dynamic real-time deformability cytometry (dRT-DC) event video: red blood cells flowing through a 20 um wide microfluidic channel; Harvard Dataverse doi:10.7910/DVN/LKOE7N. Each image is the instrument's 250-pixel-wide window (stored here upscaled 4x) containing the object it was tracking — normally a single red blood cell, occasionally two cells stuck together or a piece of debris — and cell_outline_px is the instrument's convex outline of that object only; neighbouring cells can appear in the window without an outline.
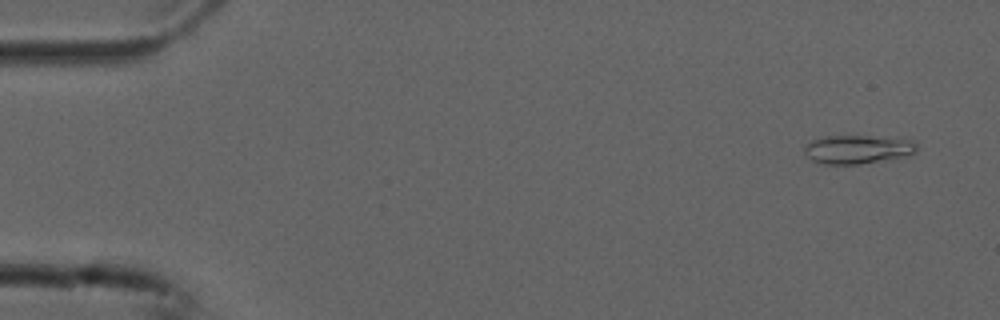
{"species": "common noctule bat (a hibernating species)", "species_latin": "Nyctalus noctula", "temperature_condition": "cold", "stored_images_in_passage": 54, "camera_frame_rate_fps": 3000, "um_per_image_px": 0.085, "animal": {"sex": "male", "forearm_length_mm": 52.5}, "frame": {"image": 1, "passage_image": 3, "time_ms": 0.667, "image_size_px": [1000, 320], "cell_outline_px": [[916, 152], [908, 156], [860, 164], [824, 164], [812, 160], [804, 152], [804, 148], [812, 140], [824, 136], [868, 136], [916, 140]], "centroid_in_image_um": [72.93, 12.7], "position_along_channel_um": 12.1, "area_um2": 18.73}}
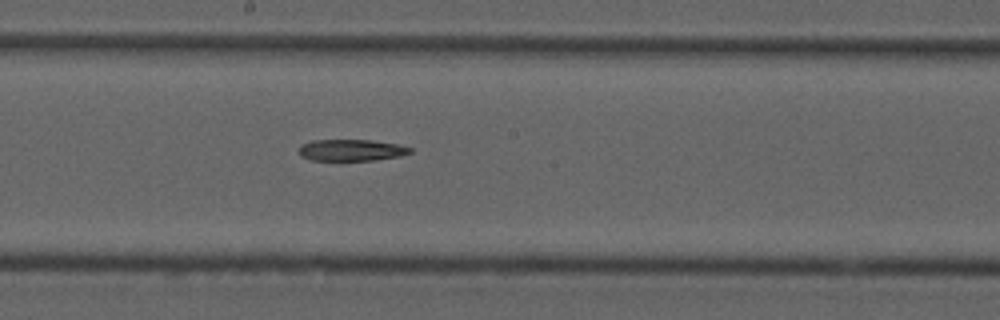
{"frame": {"image": 2, "passage_image": 29, "time_ms": 9.333, "image_size_px": [1000, 320], "cell_outline_px": [[412, 152], [400, 156], [372, 160], [312, 160], [300, 156], [300, 144], [312, 140], [372, 140], [396, 144], [412, 148]], "centroid_in_image_um": [29.85, 12.75], "position_along_channel_um": 218.4, "area_um2": 13.87}}
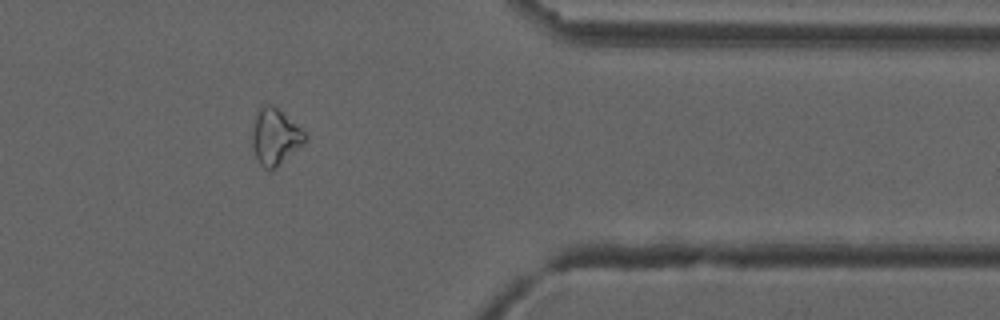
{"frame": {"image": 3, "passage_image": 44, "time_ms": 14.333, "image_size_px": [1000, 320], "cell_outline_px": [[308, 140], [304, 144], [276, 168], [264, 168], [260, 164], [256, 156], [252, 144], [252, 132], [256, 116], [260, 108], [264, 104], [272, 104], [300, 128], [308, 136]], "centroid_in_image_um": [23.41, 11.64], "position_along_channel_um": 388.0, "area_um2": 16.99}}